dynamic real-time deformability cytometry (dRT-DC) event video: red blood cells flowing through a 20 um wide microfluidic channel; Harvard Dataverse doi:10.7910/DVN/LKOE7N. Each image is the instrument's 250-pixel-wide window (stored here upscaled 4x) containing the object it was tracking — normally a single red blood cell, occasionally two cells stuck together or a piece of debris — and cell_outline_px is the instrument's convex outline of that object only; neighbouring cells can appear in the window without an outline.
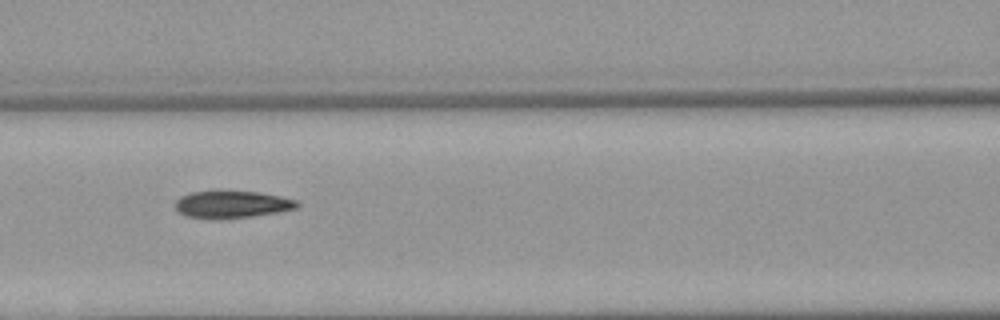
{"species": "Egyptian fruit bat (a non-hibernating species)", "species_latin": "Rousettus aegyptiacus", "temperature_condition": "warm", "stored_images_in_passage": 7, "segment_of_instrument_passage": [2, 2], "camera_frame_rate_fps": 3000, "um_per_image_px": 0.085, "animal": {"sex": "female"}, "frame": {"image": 1, "passage_image": 7, "time_ms": 7.333, "image_size_px": [1000, 320], "cell_outline_px": [[300, 204], [296, 208], [276, 212], [252, 216], [216, 220], [212, 220], [188, 216], [176, 212], [172, 204], [180, 196], [192, 192], [216, 188], [220, 188], [260, 192], [280, 196], [296, 200]], "centroid_in_image_um": [19.61, 17.34], "position_along_channel_um": 147.0, "area_um2": 20.4}}